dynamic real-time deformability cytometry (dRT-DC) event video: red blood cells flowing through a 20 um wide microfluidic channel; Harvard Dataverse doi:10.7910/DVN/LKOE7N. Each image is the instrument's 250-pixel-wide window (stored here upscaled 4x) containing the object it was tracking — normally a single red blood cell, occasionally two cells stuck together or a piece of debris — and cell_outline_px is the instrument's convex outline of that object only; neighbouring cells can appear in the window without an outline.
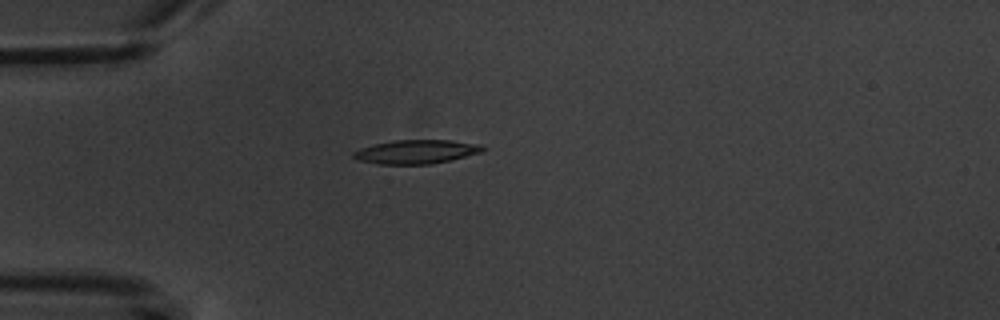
{"species": "common noctule bat (a hibernating species)", "species_latin": "Nyctalus noctula", "temperature_condition": "warm", "stored_images_in_passage": 3, "camera_frame_rate_fps": 3000, "um_per_image_px": 0.085, "animal": {"sex": "male", "body_mass_g": 20.1, "forearm_length_mm": 53.5}, "frame": {"image": 1, "passage_image": 3, "time_ms": 3.333, "image_size_px": [1000, 320], "cell_outline_px": [[488, 148], [480, 152], [452, 160], [432, 164], [376, 164], [356, 160], [352, 156], [352, 152], [360, 148], [392, 140], [452, 140], [480, 144]], "centroid_in_image_um": [35.37, 12.9], "position_along_channel_um": 49.6, "area_um2": 18.15}}